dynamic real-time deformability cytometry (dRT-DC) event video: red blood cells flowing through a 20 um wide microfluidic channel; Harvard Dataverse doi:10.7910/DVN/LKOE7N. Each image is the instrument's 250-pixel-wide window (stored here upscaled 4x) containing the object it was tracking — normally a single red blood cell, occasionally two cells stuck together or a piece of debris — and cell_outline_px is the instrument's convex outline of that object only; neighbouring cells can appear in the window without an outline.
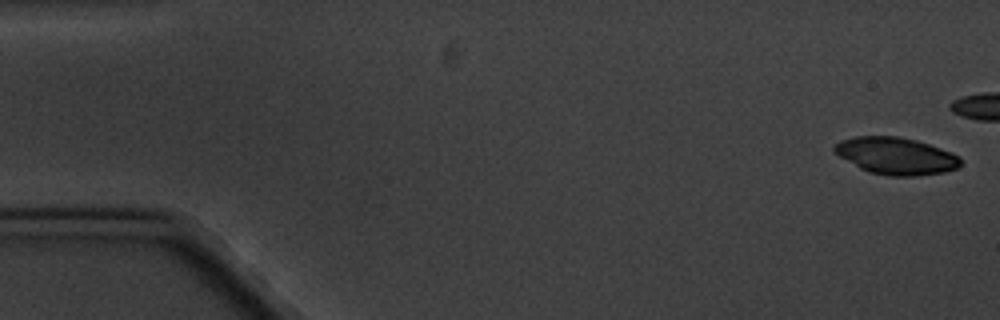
{"species": "common noctule bat (a hibernating species)", "species_latin": "Nyctalus noctula", "temperature_condition": "cold", "stored_images_in_passage": 7, "camera_frame_rate_fps": 3000, "um_per_image_px": 0.085, "animal": {"sex": "male", "body_mass_g": 20.1, "forearm_length_mm": 53.5}, "frame": {"image": 1, "passage_image": 1, "time_ms": 0.0, "image_size_px": [1000, 320], "cell_outline_px": [[960, 164], [956, 168], [944, 172], [912, 176], [888, 176], [868, 172], [860, 168], [832, 152], [832, 148], [840, 140], [856, 136], [896, 136], [916, 140], [952, 152], [960, 156]], "centroid_in_image_um": [76.12, 13.25], "position_along_channel_um": 8.9, "area_um2": 27.22}}